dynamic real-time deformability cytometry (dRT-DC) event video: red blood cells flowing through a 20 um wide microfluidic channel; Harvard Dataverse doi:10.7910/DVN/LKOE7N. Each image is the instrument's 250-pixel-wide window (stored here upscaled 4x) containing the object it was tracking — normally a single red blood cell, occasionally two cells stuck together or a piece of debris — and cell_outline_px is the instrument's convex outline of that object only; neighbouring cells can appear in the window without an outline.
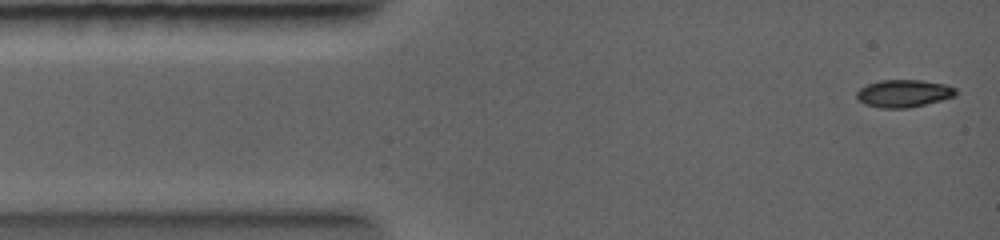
{"species": "common noctule bat (a hibernating species)", "species_latin": "Nyctalus noctula", "temperature_condition": "warm", "stored_images_in_passage": 3, "camera_frame_rate_fps": 5000, "um_per_image_px": 0.085, "animal": {"sex": "female", "body_mass_g": 19.0, "forearm_length_mm": 56.7}, "frame": {"image": 1, "passage_image": 1, "time_ms": 0.0, "image_size_px": [1000, 240], "cell_outline_px": [[956, 96], [908, 108], [880, 108], [864, 104], [856, 100], [856, 92], [860, 88], [868, 84], [880, 80], [920, 80], [944, 84], [956, 88]], "centroid_in_image_um": [76.77, 7.94], "position_along_channel_um": 8.2, "area_um2": 15.9}}
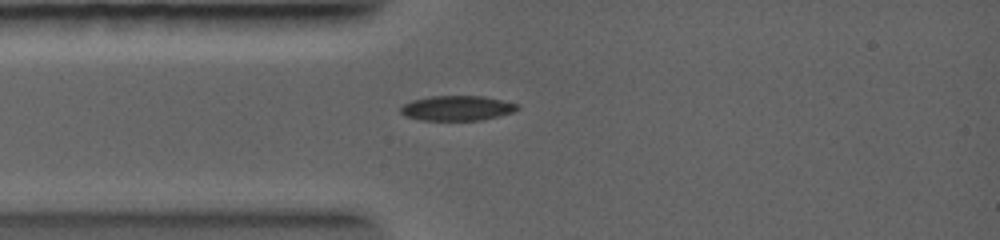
{"frame": {"image": 2, "passage_image": 3, "time_ms": 2.2, "image_size_px": [1000, 240], "cell_outline_px": [[520, 108], [512, 112], [500, 116], [480, 120], [424, 120], [404, 116], [400, 112], [400, 108], [404, 104], [412, 100], [432, 96], [484, 96], [520, 104]], "centroid_in_image_um": [38.87, 9.19], "position_along_channel_um": 46.1, "area_um2": 16.99}}